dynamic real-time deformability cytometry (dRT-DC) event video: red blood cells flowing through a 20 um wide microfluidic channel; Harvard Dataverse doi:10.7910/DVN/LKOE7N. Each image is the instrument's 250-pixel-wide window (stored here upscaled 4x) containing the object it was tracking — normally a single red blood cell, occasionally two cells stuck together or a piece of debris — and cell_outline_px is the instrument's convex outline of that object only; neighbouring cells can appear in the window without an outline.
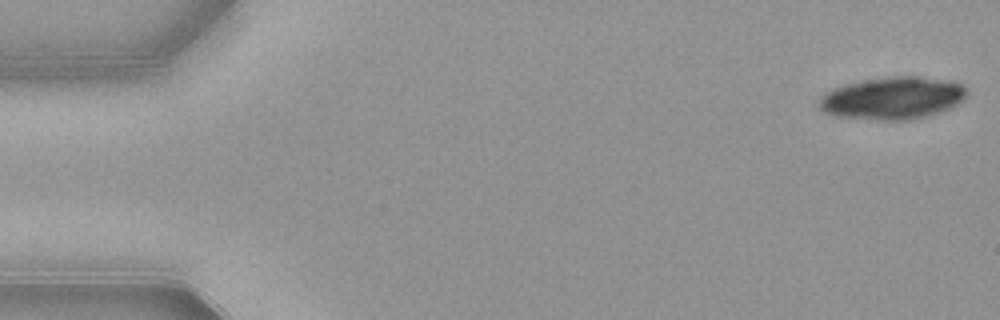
{"species": "common noctule bat (a hibernating species)", "species_latin": "Nyctalus noctula", "temperature_condition": "warm", "stored_images_in_passage": 52, "camera_frame_rate_fps": 3000, "um_per_image_px": 0.085, "animal": {"sex": "female", "body_mass_g": 21.9}, "frame": {"image": 1, "passage_image": 1, "time_ms": 0.0, "image_size_px": [1000, 320], "cell_outline_px": [[968, 96], [964, 100], [940, 112], [928, 116], [912, 120], [876, 120], [832, 116], [824, 112], [820, 108], [820, 96], [832, 88], [844, 84], [860, 80], [892, 76], [920, 76], [952, 80], [964, 84], [968, 88]], "centroid_in_image_um": [75.91, 8.33], "position_along_channel_um": 9.1, "area_um2": 37.28}}